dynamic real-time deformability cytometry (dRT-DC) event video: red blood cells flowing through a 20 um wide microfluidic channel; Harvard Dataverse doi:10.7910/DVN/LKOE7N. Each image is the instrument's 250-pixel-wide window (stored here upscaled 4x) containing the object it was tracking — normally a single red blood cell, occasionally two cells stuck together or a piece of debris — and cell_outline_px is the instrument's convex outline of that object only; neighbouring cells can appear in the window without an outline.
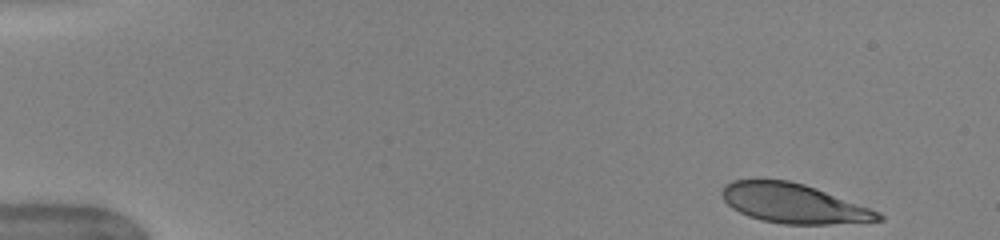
{"species": "human", "species_latin": "Homo sapiens", "temperature_condition": "warm", "stored_images_in_passage": 42, "camera_frame_rate_fps": 3000, "um_per_image_px": 0.085, "donor": {"sex": "female"}, "frame": {"image": 1, "passage_image": 1, "time_ms": 0.0, "image_size_px": [1000, 240], "cell_outline_px": [[884, 220], [828, 224], [784, 224], [760, 220], [748, 216], [732, 208], [724, 200], [720, 192], [724, 184], [732, 180], [756, 176], [788, 180], [804, 184], [816, 188], [880, 212], [884, 216]], "centroid_in_image_um": [67.35, 17.24], "position_along_channel_um": 17.6, "area_um2": 36.59}}
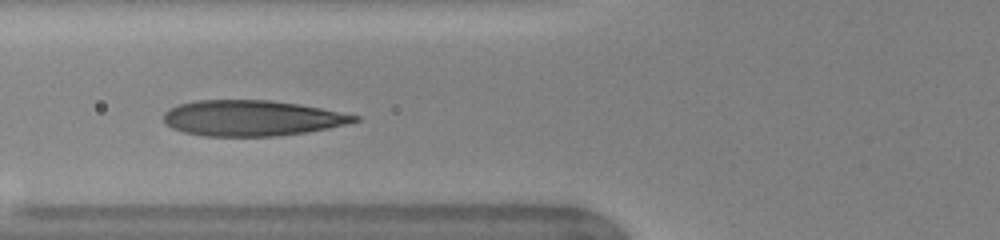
{"frame": {"image": 2, "passage_image": 17, "time_ms": 5.333, "image_size_px": [1000, 240], "cell_outline_px": [[360, 120], [328, 128], [304, 132], [276, 136], [204, 136], [184, 132], [172, 128], [164, 124], [164, 112], [168, 108], [180, 104], [196, 100], [272, 100], [300, 104], [360, 116]], "centroid_in_image_um": [21.36, 10.03], "position_along_channel_um": 104.4, "area_um2": 39.59}}
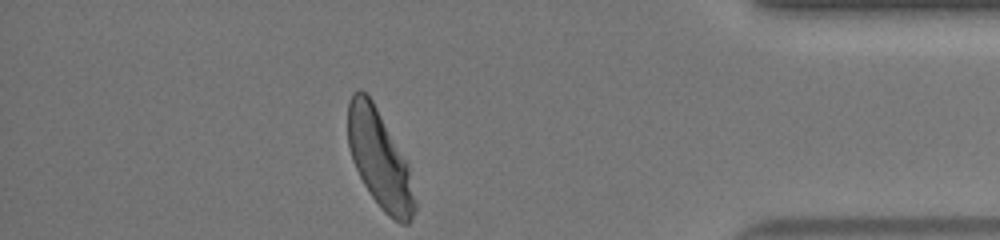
{"frame": {"image": 3, "passage_image": 42, "time_ms": 13.667, "image_size_px": [1000, 240], "cell_outline_px": [[416, 212], [412, 220], [408, 224], [400, 224], [392, 220], [380, 208], [364, 184], [352, 160], [348, 144], [348, 100], [352, 92], [360, 88], [372, 100], [408, 160], [416, 204]], "centroid_in_image_um": [32.29, 13.56], "position_along_channel_um": 402.9, "area_um2": 38.49}, "authors_computed_cell_mechanics": {"area_um2": 39.4774, "velocity_mm_per_s": 3.9483, "shape_relaxation_time_tau1_ms": 3.6609, "shape_relaxation_time_tau2_ms": null, "deformation_change_tau1": 0.1956, "deformation_change_tau2": null}}